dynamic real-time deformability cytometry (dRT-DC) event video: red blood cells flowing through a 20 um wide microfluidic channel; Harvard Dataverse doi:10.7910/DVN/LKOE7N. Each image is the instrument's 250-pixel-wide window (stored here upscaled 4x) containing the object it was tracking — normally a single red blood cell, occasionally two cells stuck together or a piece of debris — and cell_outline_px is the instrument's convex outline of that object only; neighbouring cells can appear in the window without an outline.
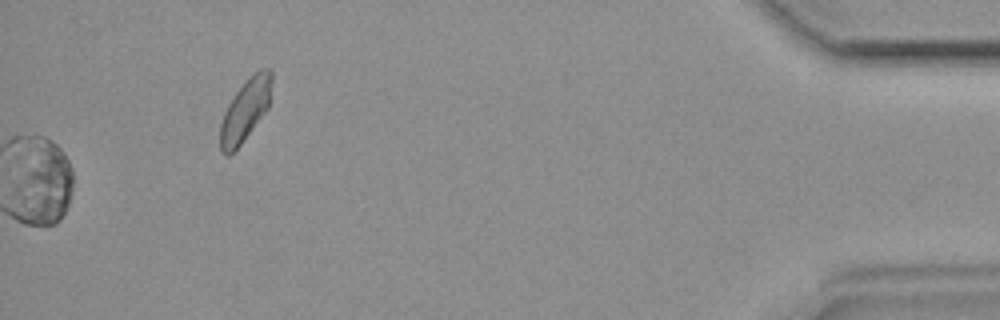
{"species": "common noctule bat (a hibernating species)", "species_latin": "Nyctalus noctula", "temperature_condition": "room temperature", "stored_images_in_passage": 45, "camera_frame_rate_fps": 3000, "um_per_image_px": 0.085, "animal": {"sex": "female", "body_mass_g": 19.9}, "frame": {"image": 1, "passage_image": 45, "time_ms": 14.667, "image_size_px": [1000, 320], "cell_outline_px": [[272, 80], [268, 108], [240, 144], [228, 156], [224, 156], [220, 152], [220, 124], [224, 112], [232, 96], [260, 68], [272, 68]], "centroid_in_image_um": [20.84, 9.37], "position_along_channel_um": 414.4, "area_um2": 18.26}}